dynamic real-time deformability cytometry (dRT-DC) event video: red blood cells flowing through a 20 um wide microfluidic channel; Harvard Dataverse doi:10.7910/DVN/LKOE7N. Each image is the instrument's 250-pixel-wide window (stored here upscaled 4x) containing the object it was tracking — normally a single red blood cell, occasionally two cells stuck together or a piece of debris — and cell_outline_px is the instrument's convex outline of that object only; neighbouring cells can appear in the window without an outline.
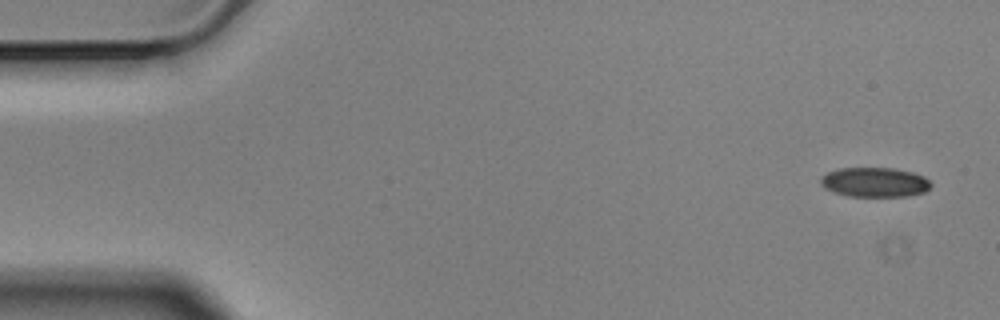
{"species": "Egyptian fruit bat (a non-hibernating species)", "species_latin": "Rousettus aegyptiacus", "temperature_condition": "cold", "stored_images_in_passage": 6, "camera_frame_rate_fps": 3000, "um_per_image_px": 0.085, "animal": {"sex": "male"}, "frame": {"image": 1, "passage_image": 1, "time_ms": 0.0, "image_size_px": [1000, 320], "cell_outline_px": [[932, 188], [924, 192], [908, 196], [848, 196], [832, 192], [824, 188], [820, 184], [820, 176], [836, 168], [892, 168], [912, 172], [924, 176], [932, 184]], "centroid_in_image_um": [74.33, 15.49], "position_along_channel_um": 10.7, "area_um2": 19.25}}
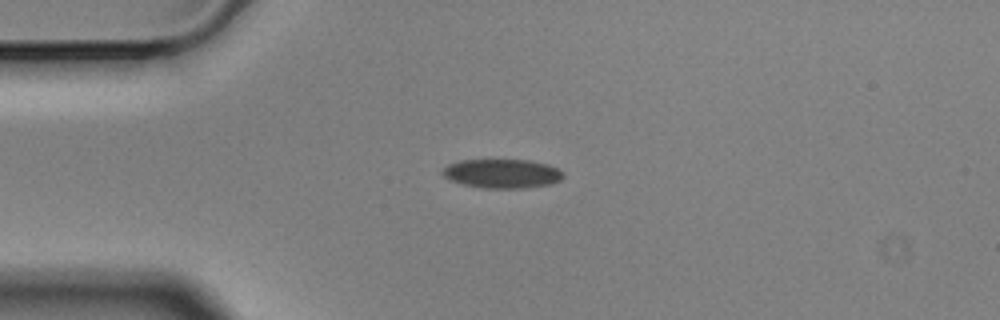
{"frame": {"image": 2, "passage_image": 4, "time_ms": 1.0, "image_size_px": [1000, 320], "cell_outline_px": [[564, 176], [560, 180], [552, 184], [524, 188], [484, 188], [464, 184], [452, 180], [444, 176], [440, 172], [448, 164], [460, 160], [528, 160], [548, 164], [564, 172]], "centroid_in_image_um": [42.71, 14.75], "position_along_channel_um": 42.3, "area_um2": 20.4}}
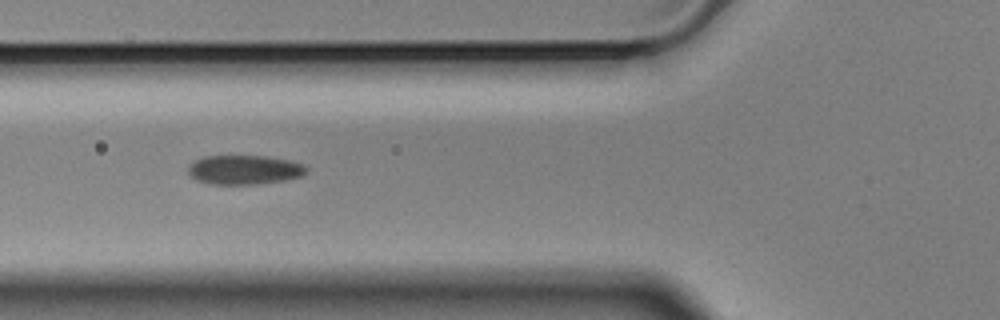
{"frame": {"image": 3, "passage_image": 6, "time_ms": 1.667, "image_size_px": [1000, 320], "cell_outline_px": [[308, 168], [300, 176], [284, 180], [256, 184], [212, 184], [196, 180], [188, 172], [188, 164], [204, 156], [264, 156], [288, 160], [304, 164]], "centroid_in_image_um": [20.74, 14.43], "position_along_channel_um": 105.1, "area_um2": 20.0}}